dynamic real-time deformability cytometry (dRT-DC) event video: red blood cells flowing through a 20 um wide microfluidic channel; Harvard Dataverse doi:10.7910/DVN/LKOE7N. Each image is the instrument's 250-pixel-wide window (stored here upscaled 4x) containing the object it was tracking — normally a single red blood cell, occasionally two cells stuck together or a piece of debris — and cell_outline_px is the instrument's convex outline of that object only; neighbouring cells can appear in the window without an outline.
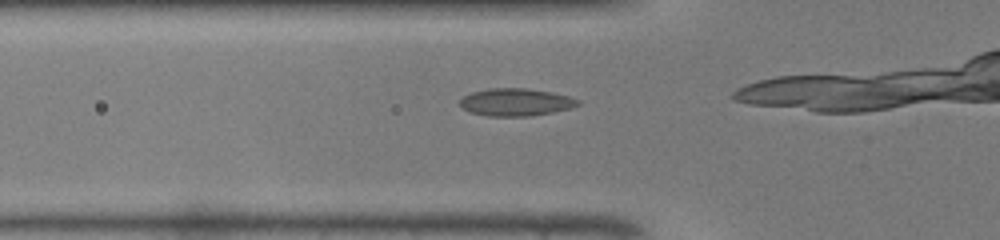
{"species": "common noctule bat (a hibernating species)", "species_latin": "Nyctalus noctula", "temperature_condition": "warm", "stored_images_in_passage": 22, "camera_frame_rate_fps": 3000, "um_per_image_px": 0.085, "animal": {"sex": "male", "body_mass_g": 19.0, "forearm_length_mm": 50.8}, "frame": {"image": 1, "passage_image": 10, "time_ms": 3.0, "image_size_px": [1000, 240], "cell_outline_px": [[580, 104], [572, 108], [552, 112], [528, 116], [488, 116], [468, 112], [460, 104], [460, 100], [464, 96], [472, 92], [488, 88], [524, 88], [552, 92], [568, 96], [580, 100]], "centroid_in_image_um": [43.85, 8.68], "position_along_channel_um": 82.0, "area_um2": 18.9}}
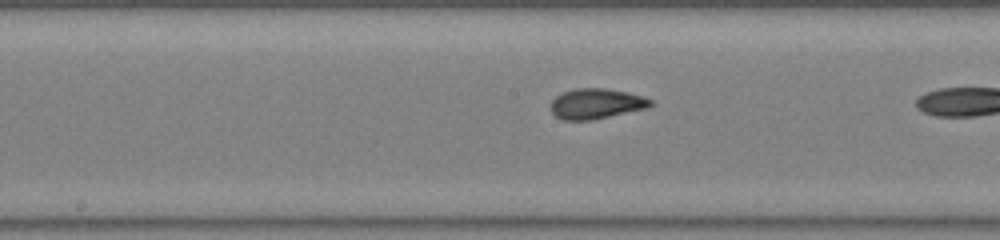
{"frame": {"image": 2, "passage_image": 18, "time_ms": 5.667, "image_size_px": [1000, 240], "cell_outline_px": [[652, 104], [648, 108], [592, 120], [564, 120], [556, 116], [552, 112], [552, 100], [556, 96], [564, 92], [576, 88], [604, 88], [628, 92], [644, 96], [652, 100]], "centroid_in_image_um": [50.71, 8.81], "position_along_channel_um": 197.5, "area_um2": 17.57}}
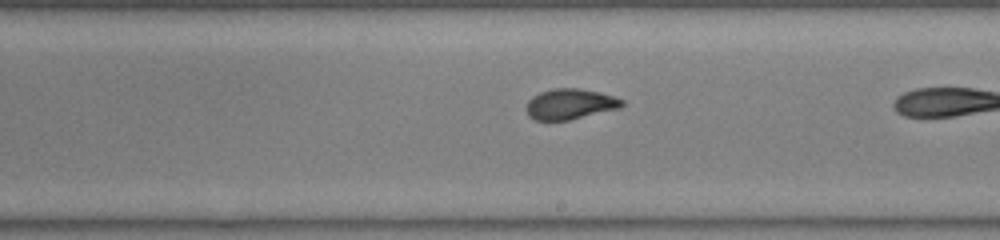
{"frame": {"image": 3, "passage_image": 21, "time_ms": 6.667, "image_size_px": [1000, 240], "cell_outline_px": [[624, 104], [620, 108], [568, 120], [536, 120], [528, 116], [524, 108], [528, 100], [532, 96], [540, 92], [552, 88], [580, 88], [600, 92], [624, 100]], "centroid_in_image_um": [48.42, 8.84], "position_along_channel_um": 240.6, "area_um2": 17.17}}